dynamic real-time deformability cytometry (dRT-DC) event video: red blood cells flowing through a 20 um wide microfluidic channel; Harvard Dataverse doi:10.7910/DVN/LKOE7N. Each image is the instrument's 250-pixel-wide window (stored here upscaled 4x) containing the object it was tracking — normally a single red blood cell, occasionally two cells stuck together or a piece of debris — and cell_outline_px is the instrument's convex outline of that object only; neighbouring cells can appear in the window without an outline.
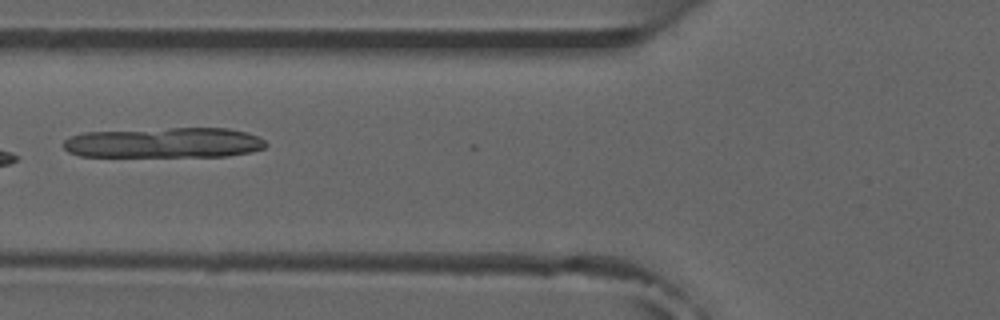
{"species": "common noctule bat (a hibernating species)", "species_latin": "Nyctalus noctula", "temperature_condition": "room temperature", "stored_images_in_passage": 5, "camera_frame_rate_fps": 3000, "um_per_image_px": 0.085, "animal": {"sex": "male", "forearm_length_mm": 52.5}, "frame": {"image": 1, "passage_image": 5, "time_ms": 4.333, "image_size_px": [1000, 320], "cell_outline_px": [[268, 144], [264, 148], [252, 152], [228, 156], [80, 156], [68, 152], [64, 148], [64, 140], [72, 136], [84, 132], [172, 128], [228, 128], [248, 132], [264, 140]], "centroid_in_image_um": [14.0, 12.13], "position_along_channel_um": 111.8, "area_um2": 35.78}}